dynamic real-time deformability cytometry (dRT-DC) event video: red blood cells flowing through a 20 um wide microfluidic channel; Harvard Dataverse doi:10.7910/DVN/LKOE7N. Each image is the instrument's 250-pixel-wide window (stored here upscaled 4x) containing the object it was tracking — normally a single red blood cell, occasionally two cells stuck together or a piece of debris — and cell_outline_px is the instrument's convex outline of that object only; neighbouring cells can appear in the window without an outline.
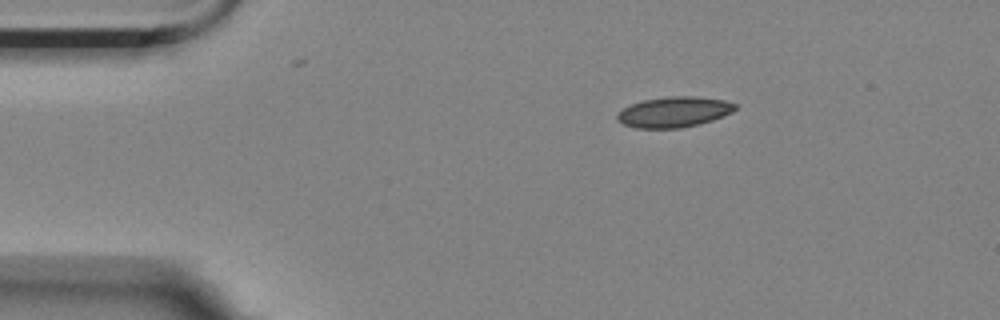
{"species": "Egyptian fruit bat (a non-hibernating species)", "species_latin": "Rousettus aegyptiacus", "temperature_condition": "room temperature", "stored_images_in_passage": 3, "camera_frame_rate_fps": 3000, "um_per_image_px": 0.085, "animal": {"sex": "female"}, "frame": {"image": 1, "passage_image": 1, "time_ms": 0.0, "image_size_px": [1000, 320], "cell_outline_px": [[736, 108], [732, 112], [712, 120], [700, 124], [680, 128], [636, 128], [624, 124], [616, 116], [624, 108], [632, 104], [644, 100], [668, 96], [696, 96], [724, 100], [736, 104]], "centroid_in_image_um": [57.32, 9.51], "position_along_channel_um": 27.7, "area_um2": 20.75}}